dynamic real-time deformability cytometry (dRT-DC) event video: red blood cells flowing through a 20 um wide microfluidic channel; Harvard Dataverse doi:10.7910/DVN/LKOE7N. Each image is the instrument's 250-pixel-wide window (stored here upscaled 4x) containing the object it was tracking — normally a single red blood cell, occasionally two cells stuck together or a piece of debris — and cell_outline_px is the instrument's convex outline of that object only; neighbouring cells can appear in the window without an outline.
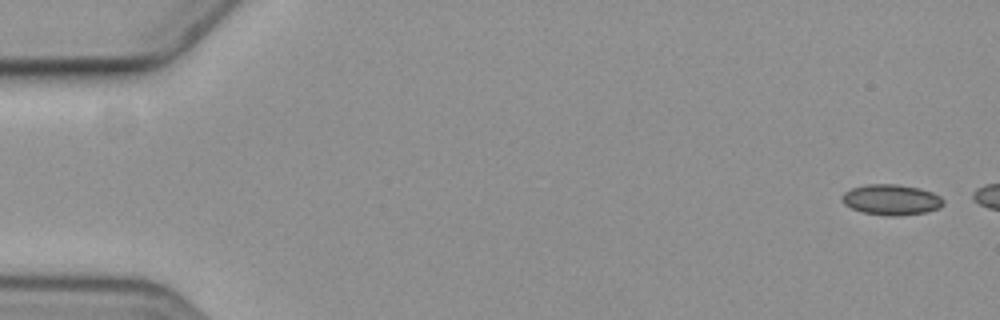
{"species": "common noctule bat (a hibernating species)", "species_latin": "Nyctalus noctula", "temperature_condition": "cold", "stored_images_in_passage": 3, "camera_frame_rate_fps": 3000, "um_per_image_px": 0.085, "animal": {"sex": "female", "body_mass_g": 19.3, "forearm_length_mm": 54.1}, "frame": {"image": 1, "passage_image": 1, "time_ms": 0.0, "image_size_px": [1000, 320], "cell_outline_px": [[944, 200], [936, 208], [924, 212], [896, 216], [888, 216], [864, 212], [852, 208], [844, 204], [840, 200], [840, 196], [844, 192], [852, 188], [868, 184], [896, 184], [920, 188], [932, 192], [940, 196]], "centroid_in_image_um": [75.7, 16.96], "position_along_channel_um": 9.3, "area_um2": 17.86}}